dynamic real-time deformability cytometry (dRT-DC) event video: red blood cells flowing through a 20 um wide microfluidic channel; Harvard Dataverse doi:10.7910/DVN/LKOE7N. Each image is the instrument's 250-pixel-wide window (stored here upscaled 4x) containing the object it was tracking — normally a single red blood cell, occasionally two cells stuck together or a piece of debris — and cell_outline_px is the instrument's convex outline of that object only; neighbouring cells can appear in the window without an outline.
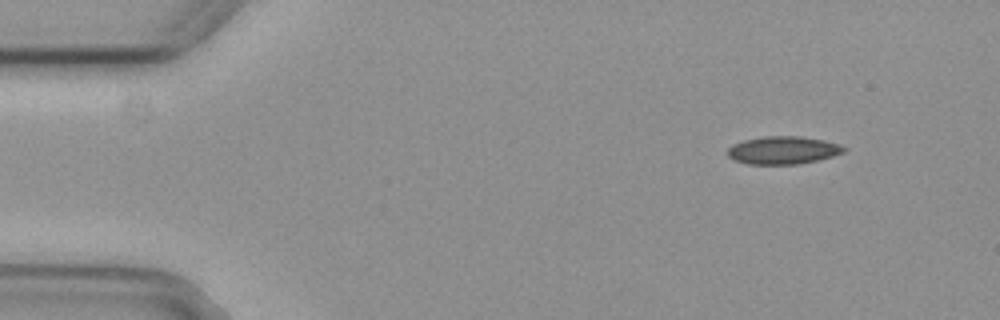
{"species": "common noctule bat (a hibernating species)", "species_latin": "Nyctalus noctula", "temperature_condition": "cold", "stored_images_in_passage": 3, "camera_frame_rate_fps": 3000, "um_per_image_px": 0.085, "animal": {"sex": "female", "body_mass_g": 29.2, "forearm_length_mm": 56.3}, "frame": {"image": 1, "passage_image": 1, "time_ms": 0.0, "image_size_px": [1000, 320], "cell_outline_px": [[848, 148], [844, 152], [832, 156], [800, 164], [748, 164], [732, 160], [728, 156], [728, 148], [732, 144], [744, 140], [764, 136], [800, 136], [824, 140], [840, 144]], "centroid_in_image_um": [66.55, 12.76], "position_along_channel_um": 18.4, "area_um2": 18.96}}